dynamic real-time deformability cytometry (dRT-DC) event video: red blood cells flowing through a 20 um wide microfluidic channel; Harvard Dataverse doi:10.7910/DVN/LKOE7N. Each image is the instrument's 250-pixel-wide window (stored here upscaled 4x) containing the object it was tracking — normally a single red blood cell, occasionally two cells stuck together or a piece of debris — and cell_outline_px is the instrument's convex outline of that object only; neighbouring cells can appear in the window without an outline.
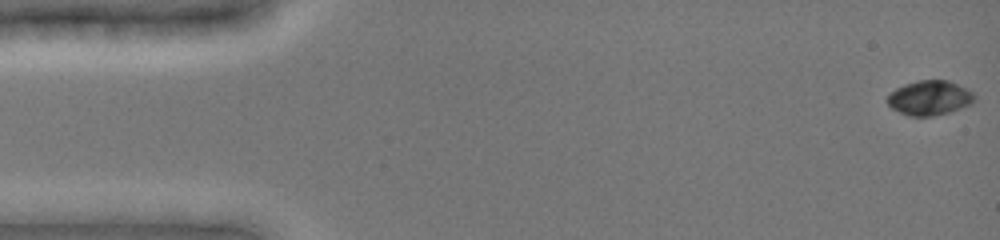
{"species": "common noctule bat (a hibernating species)", "species_latin": "Nyctalus noctula", "temperature_condition": "cold", "stored_images_in_passage": 10, "camera_frame_rate_fps": 3000, "um_per_image_px": 0.085, "animal": {"sex": "female", "body_mass_g": 19.0, "forearm_length_mm": 51.5}, "frame": {"image": 1, "passage_image": 1, "time_ms": 0.0, "image_size_px": [1000, 240], "cell_outline_px": [[976, 100], [972, 104], [948, 112], [932, 116], [908, 116], [892, 108], [888, 104], [888, 96], [896, 88], [904, 84], [920, 80], [948, 80], [972, 92], [976, 96]], "centroid_in_image_um": [79.03, 8.32], "position_along_channel_um": 6.0, "area_um2": 17.4}}
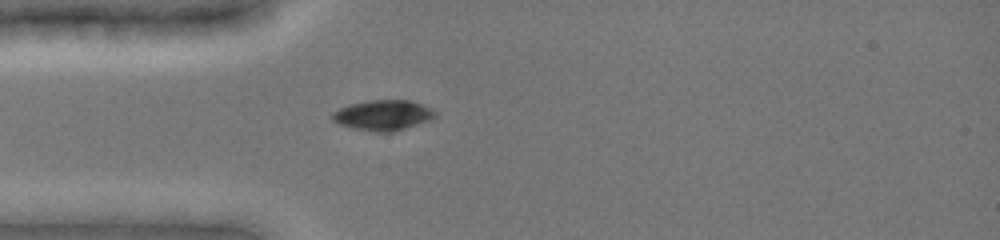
{"frame": {"image": 2, "passage_image": 5, "time_ms": 4.333, "image_size_px": [1000, 240], "cell_outline_px": [[436, 116], [432, 120], [392, 132], [376, 132], [352, 128], [340, 124], [332, 120], [332, 112], [348, 104], [368, 100], [412, 100], [436, 112]], "centroid_in_image_um": [32.55, 9.79], "position_along_channel_um": 52.5, "area_um2": 18.21}}
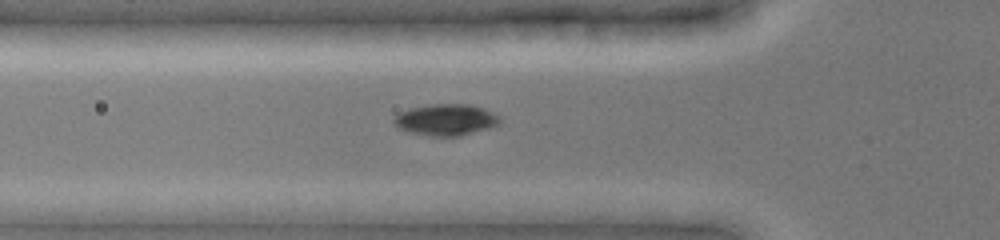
{"frame": {"image": 3, "passage_image": 7, "time_ms": 5.333, "image_size_px": [1000, 240], "cell_outline_px": [[500, 124], [488, 128], [460, 136], [428, 136], [408, 132], [392, 124], [392, 120], [400, 112], [412, 108], [432, 104], [468, 104], [484, 108], [500, 116]], "centroid_in_image_um": [37.9, 10.19], "position_along_channel_um": 87.9, "area_um2": 19.42}}